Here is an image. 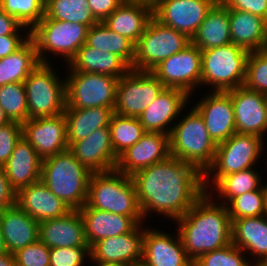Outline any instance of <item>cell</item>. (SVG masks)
I'll list each match as a JSON object with an SVG mask.
<instances>
[{
  "label": "cell",
  "mask_w": 267,
  "mask_h": 266,
  "mask_svg": "<svg viewBox=\"0 0 267 266\" xmlns=\"http://www.w3.org/2000/svg\"><path fill=\"white\" fill-rule=\"evenodd\" d=\"M15 203L39 223L61 217L71 210L41 180L20 189L15 195Z\"/></svg>",
  "instance_id": "d4e9b609"
},
{
  "label": "cell",
  "mask_w": 267,
  "mask_h": 266,
  "mask_svg": "<svg viewBox=\"0 0 267 266\" xmlns=\"http://www.w3.org/2000/svg\"><path fill=\"white\" fill-rule=\"evenodd\" d=\"M39 64L36 45L30 38L17 51L0 59V87L24 82Z\"/></svg>",
  "instance_id": "836d02e7"
},
{
  "label": "cell",
  "mask_w": 267,
  "mask_h": 266,
  "mask_svg": "<svg viewBox=\"0 0 267 266\" xmlns=\"http://www.w3.org/2000/svg\"><path fill=\"white\" fill-rule=\"evenodd\" d=\"M231 41L245 50L267 49V20L252 13L228 9Z\"/></svg>",
  "instance_id": "f1b7e54d"
},
{
  "label": "cell",
  "mask_w": 267,
  "mask_h": 266,
  "mask_svg": "<svg viewBox=\"0 0 267 266\" xmlns=\"http://www.w3.org/2000/svg\"><path fill=\"white\" fill-rule=\"evenodd\" d=\"M15 195L16 193L11 189L8 179L0 167V213L15 204Z\"/></svg>",
  "instance_id": "816d5d0a"
},
{
  "label": "cell",
  "mask_w": 267,
  "mask_h": 266,
  "mask_svg": "<svg viewBox=\"0 0 267 266\" xmlns=\"http://www.w3.org/2000/svg\"><path fill=\"white\" fill-rule=\"evenodd\" d=\"M16 266H50V248L39 239L14 253Z\"/></svg>",
  "instance_id": "f6af8a7d"
},
{
  "label": "cell",
  "mask_w": 267,
  "mask_h": 266,
  "mask_svg": "<svg viewBox=\"0 0 267 266\" xmlns=\"http://www.w3.org/2000/svg\"><path fill=\"white\" fill-rule=\"evenodd\" d=\"M248 54L234 43L201 51V87L227 92L243 86Z\"/></svg>",
  "instance_id": "8992f818"
},
{
  "label": "cell",
  "mask_w": 267,
  "mask_h": 266,
  "mask_svg": "<svg viewBox=\"0 0 267 266\" xmlns=\"http://www.w3.org/2000/svg\"><path fill=\"white\" fill-rule=\"evenodd\" d=\"M131 177L144 220L154 211L175 221L205 193L203 174L194 165L172 156Z\"/></svg>",
  "instance_id": "6da1fadb"
},
{
  "label": "cell",
  "mask_w": 267,
  "mask_h": 266,
  "mask_svg": "<svg viewBox=\"0 0 267 266\" xmlns=\"http://www.w3.org/2000/svg\"><path fill=\"white\" fill-rule=\"evenodd\" d=\"M245 252L230 243L214 251L206 252L193 262V266H254ZM248 259V260H247Z\"/></svg>",
  "instance_id": "b9f144b4"
},
{
  "label": "cell",
  "mask_w": 267,
  "mask_h": 266,
  "mask_svg": "<svg viewBox=\"0 0 267 266\" xmlns=\"http://www.w3.org/2000/svg\"><path fill=\"white\" fill-rule=\"evenodd\" d=\"M140 266H193L180 235L145 227Z\"/></svg>",
  "instance_id": "ac0fdd59"
},
{
  "label": "cell",
  "mask_w": 267,
  "mask_h": 266,
  "mask_svg": "<svg viewBox=\"0 0 267 266\" xmlns=\"http://www.w3.org/2000/svg\"><path fill=\"white\" fill-rule=\"evenodd\" d=\"M255 168L257 167L222 176L207 193L214 200H218V203L227 205L233 198L241 194L260 189L263 186V178ZM219 199H221V202H219Z\"/></svg>",
  "instance_id": "d590c367"
},
{
  "label": "cell",
  "mask_w": 267,
  "mask_h": 266,
  "mask_svg": "<svg viewBox=\"0 0 267 266\" xmlns=\"http://www.w3.org/2000/svg\"><path fill=\"white\" fill-rule=\"evenodd\" d=\"M6 252H7V248H6L5 241H4L1 228H0V254L6 253Z\"/></svg>",
  "instance_id": "9f6ffc18"
},
{
  "label": "cell",
  "mask_w": 267,
  "mask_h": 266,
  "mask_svg": "<svg viewBox=\"0 0 267 266\" xmlns=\"http://www.w3.org/2000/svg\"><path fill=\"white\" fill-rule=\"evenodd\" d=\"M39 240L49 248L89 246L79 210L40 222Z\"/></svg>",
  "instance_id": "603a6c76"
},
{
  "label": "cell",
  "mask_w": 267,
  "mask_h": 266,
  "mask_svg": "<svg viewBox=\"0 0 267 266\" xmlns=\"http://www.w3.org/2000/svg\"><path fill=\"white\" fill-rule=\"evenodd\" d=\"M91 175L69 149L42 160L40 180L71 210L86 204Z\"/></svg>",
  "instance_id": "3957f363"
},
{
  "label": "cell",
  "mask_w": 267,
  "mask_h": 266,
  "mask_svg": "<svg viewBox=\"0 0 267 266\" xmlns=\"http://www.w3.org/2000/svg\"><path fill=\"white\" fill-rule=\"evenodd\" d=\"M82 216L86 241L91 247L95 242L130 232L137 223L130 217L91 207L79 209Z\"/></svg>",
  "instance_id": "83f0119b"
},
{
  "label": "cell",
  "mask_w": 267,
  "mask_h": 266,
  "mask_svg": "<svg viewBox=\"0 0 267 266\" xmlns=\"http://www.w3.org/2000/svg\"><path fill=\"white\" fill-rule=\"evenodd\" d=\"M177 231L189 259L194 262L206 252L232 243V221L227 206L205 192L180 218Z\"/></svg>",
  "instance_id": "7a4b0ae2"
},
{
  "label": "cell",
  "mask_w": 267,
  "mask_h": 266,
  "mask_svg": "<svg viewBox=\"0 0 267 266\" xmlns=\"http://www.w3.org/2000/svg\"><path fill=\"white\" fill-rule=\"evenodd\" d=\"M151 73L165 88H177L192 97L201 86V50L190 43L182 51L163 60Z\"/></svg>",
  "instance_id": "4fadbf2b"
},
{
  "label": "cell",
  "mask_w": 267,
  "mask_h": 266,
  "mask_svg": "<svg viewBox=\"0 0 267 266\" xmlns=\"http://www.w3.org/2000/svg\"><path fill=\"white\" fill-rule=\"evenodd\" d=\"M0 228L7 252L11 254L39 239V222L16 203L0 213Z\"/></svg>",
  "instance_id": "484cf974"
},
{
  "label": "cell",
  "mask_w": 267,
  "mask_h": 266,
  "mask_svg": "<svg viewBox=\"0 0 267 266\" xmlns=\"http://www.w3.org/2000/svg\"><path fill=\"white\" fill-rule=\"evenodd\" d=\"M24 137L44 160L69 148L65 114L28 119L22 123Z\"/></svg>",
  "instance_id": "2e32d148"
},
{
  "label": "cell",
  "mask_w": 267,
  "mask_h": 266,
  "mask_svg": "<svg viewBox=\"0 0 267 266\" xmlns=\"http://www.w3.org/2000/svg\"><path fill=\"white\" fill-rule=\"evenodd\" d=\"M65 76V108L114 107L119 78L68 71Z\"/></svg>",
  "instance_id": "8fae6325"
},
{
  "label": "cell",
  "mask_w": 267,
  "mask_h": 266,
  "mask_svg": "<svg viewBox=\"0 0 267 266\" xmlns=\"http://www.w3.org/2000/svg\"><path fill=\"white\" fill-rule=\"evenodd\" d=\"M152 17V7L142 3L123 2L103 23L135 45Z\"/></svg>",
  "instance_id": "f546056e"
},
{
  "label": "cell",
  "mask_w": 267,
  "mask_h": 266,
  "mask_svg": "<svg viewBox=\"0 0 267 266\" xmlns=\"http://www.w3.org/2000/svg\"><path fill=\"white\" fill-rule=\"evenodd\" d=\"M0 266H16L14 254L9 252L0 254Z\"/></svg>",
  "instance_id": "f5cc1de1"
},
{
  "label": "cell",
  "mask_w": 267,
  "mask_h": 266,
  "mask_svg": "<svg viewBox=\"0 0 267 266\" xmlns=\"http://www.w3.org/2000/svg\"><path fill=\"white\" fill-rule=\"evenodd\" d=\"M94 266H137V265L129 264V263H110V264H102V265H94Z\"/></svg>",
  "instance_id": "6f0895ef"
},
{
  "label": "cell",
  "mask_w": 267,
  "mask_h": 266,
  "mask_svg": "<svg viewBox=\"0 0 267 266\" xmlns=\"http://www.w3.org/2000/svg\"><path fill=\"white\" fill-rule=\"evenodd\" d=\"M90 10L99 22H103L123 2L121 0H88Z\"/></svg>",
  "instance_id": "681fc988"
},
{
  "label": "cell",
  "mask_w": 267,
  "mask_h": 266,
  "mask_svg": "<svg viewBox=\"0 0 267 266\" xmlns=\"http://www.w3.org/2000/svg\"><path fill=\"white\" fill-rule=\"evenodd\" d=\"M265 104L267 106V92L264 94Z\"/></svg>",
  "instance_id": "94428289"
},
{
  "label": "cell",
  "mask_w": 267,
  "mask_h": 266,
  "mask_svg": "<svg viewBox=\"0 0 267 266\" xmlns=\"http://www.w3.org/2000/svg\"><path fill=\"white\" fill-rule=\"evenodd\" d=\"M265 216L267 217V201H266V207H265Z\"/></svg>",
  "instance_id": "6125c7cd"
},
{
  "label": "cell",
  "mask_w": 267,
  "mask_h": 266,
  "mask_svg": "<svg viewBox=\"0 0 267 266\" xmlns=\"http://www.w3.org/2000/svg\"><path fill=\"white\" fill-rule=\"evenodd\" d=\"M21 30L30 31L27 27H24L16 18L10 16L8 13L0 9V36L24 35Z\"/></svg>",
  "instance_id": "f907efd6"
},
{
  "label": "cell",
  "mask_w": 267,
  "mask_h": 266,
  "mask_svg": "<svg viewBox=\"0 0 267 266\" xmlns=\"http://www.w3.org/2000/svg\"><path fill=\"white\" fill-rule=\"evenodd\" d=\"M255 266H267V259H264L262 261H260L257 265Z\"/></svg>",
  "instance_id": "680465c9"
},
{
  "label": "cell",
  "mask_w": 267,
  "mask_h": 266,
  "mask_svg": "<svg viewBox=\"0 0 267 266\" xmlns=\"http://www.w3.org/2000/svg\"><path fill=\"white\" fill-rule=\"evenodd\" d=\"M244 86L259 93L267 92V49L249 52Z\"/></svg>",
  "instance_id": "7bdbcfd3"
},
{
  "label": "cell",
  "mask_w": 267,
  "mask_h": 266,
  "mask_svg": "<svg viewBox=\"0 0 267 266\" xmlns=\"http://www.w3.org/2000/svg\"><path fill=\"white\" fill-rule=\"evenodd\" d=\"M190 109L173 125L170 156L194 165L204 174L214 161L217 144L209 136L200 113L194 107Z\"/></svg>",
  "instance_id": "5b68a950"
},
{
  "label": "cell",
  "mask_w": 267,
  "mask_h": 266,
  "mask_svg": "<svg viewBox=\"0 0 267 266\" xmlns=\"http://www.w3.org/2000/svg\"><path fill=\"white\" fill-rule=\"evenodd\" d=\"M169 156V135L146 132L137 143L118 157L115 169L127 176H132L142 169L166 160Z\"/></svg>",
  "instance_id": "d6986e66"
},
{
  "label": "cell",
  "mask_w": 267,
  "mask_h": 266,
  "mask_svg": "<svg viewBox=\"0 0 267 266\" xmlns=\"http://www.w3.org/2000/svg\"><path fill=\"white\" fill-rule=\"evenodd\" d=\"M42 159L31 144L24 138L17 142L10 158L1 167L11 189H20L40 180Z\"/></svg>",
  "instance_id": "cb8c5ba5"
},
{
  "label": "cell",
  "mask_w": 267,
  "mask_h": 266,
  "mask_svg": "<svg viewBox=\"0 0 267 266\" xmlns=\"http://www.w3.org/2000/svg\"><path fill=\"white\" fill-rule=\"evenodd\" d=\"M0 106L10 121L24 123L29 119L24 82L0 87Z\"/></svg>",
  "instance_id": "f35d334b"
},
{
  "label": "cell",
  "mask_w": 267,
  "mask_h": 266,
  "mask_svg": "<svg viewBox=\"0 0 267 266\" xmlns=\"http://www.w3.org/2000/svg\"><path fill=\"white\" fill-rule=\"evenodd\" d=\"M85 44L103 52L116 54L133 70L135 44L111 31L103 22H98L88 29Z\"/></svg>",
  "instance_id": "e575fe53"
},
{
  "label": "cell",
  "mask_w": 267,
  "mask_h": 266,
  "mask_svg": "<svg viewBox=\"0 0 267 266\" xmlns=\"http://www.w3.org/2000/svg\"><path fill=\"white\" fill-rule=\"evenodd\" d=\"M226 206L231 219L265 215L266 198L264 187L241 194L233 198Z\"/></svg>",
  "instance_id": "60d3db41"
},
{
  "label": "cell",
  "mask_w": 267,
  "mask_h": 266,
  "mask_svg": "<svg viewBox=\"0 0 267 266\" xmlns=\"http://www.w3.org/2000/svg\"><path fill=\"white\" fill-rule=\"evenodd\" d=\"M218 0H158L152 16L191 39Z\"/></svg>",
  "instance_id": "5bb4252c"
},
{
  "label": "cell",
  "mask_w": 267,
  "mask_h": 266,
  "mask_svg": "<svg viewBox=\"0 0 267 266\" xmlns=\"http://www.w3.org/2000/svg\"><path fill=\"white\" fill-rule=\"evenodd\" d=\"M265 183L263 182V187H264V190H265V198H266V201H267V181Z\"/></svg>",
  "instance_id": "91938a15"
},
{
  "label": "cell",
  "mask_w": 267,
  "mask_h": 266,
  "mask_svg": "<svg viewBox=\"0 0 267 266\" xmlns=\"http://www.w3.org/2000/svg\"><path fill=\"white\" fill-rule=\"evenodd\" d=\"M145 226L140 223L126 234L95 242L90 247V263L91 261L95 265L129 263L140 266Z\"/></svg>",
  "instance_id": "9a60e30c"
},
{
  "label": "cell",
  "mask_w": 267,
  "mask_h": 266,
  "mask_svg": "<svg viewBox=\"0 0 267 266\" xmlns=\"http://www.w3.org/2000/svg\"><path fill=\"white\" fill-rule=\"evenodd\" d=\"M69 150L74 157L92 173L106 172L115 169L118 158L111 144L109 127L93 131L78 142H68Z\"/></svg>",
  "instance_id": "7402d4cb"
},
{
  "label": "cell",
  "mask_w": 267,
  "mask_h": 266,
  "mask_svg": "<svg viewBox=\"0 0 267 266\" xmlns=\"http://www.w3.org/2000/svg\"><path fill=\"white\" fill-rule=\"evenodd\" d=\"M265 147L262 137L241 133L217 144L214 161L203 174L204 191L207 192L222 176L256 167Z\"/></svg>",
  "instance_id": "52a82bcc"
},
{
  "label": "cell",
  "mask_w": 267,
  "mask_h": 266,
  "mask_svg": "<svg viewBox=\"0 0 267 266\" xmlns=\"http://www.w3.org/2000/svg\"><path fill=\"white\" fill-rule=\"evenodd\" d=\"M191 97L177 88H164L157 98L139 116L146 132H158L170 135L175 121L184 112ZM174 123V124H173ZM172 124V126H171ZM171 126V127H169Z\"/></svg>",
  "instance_id": "44dd1931"
},
{
  "label": "cell",
  "mask_w": 267,
  "mask_h": 266,
  "mask_svg": "<svg viewBox=\"0 0 267 266\" xmlns=\"http://www.w3.org/2000/svg\"><path fill=\"white\" fill-rule=\"evenodd\" d=\"M44 15L58 21L85 24L89 28L99 22L92 14L88 0H46Z\"/></svg>",
  "instance_id": "8d00e7d4"
},
{
  "label": "cell",
  "mask_w": 267,
  "mask_h": 266,
  "mask_svg": "<svg viewBox=\"0 0 267 266\" xmlns=\"http://www.w3.org/2000/svg\"><path fill=\"white\" fill-rule=\"evenodd\" d=\"M89 27L47 18L45 15L30 31V38L36 45L40 63H49L47 53L64 58L67 64L85 44Z\"/></svg>",
  "instance_id": "ba28073f"
},
{
  "label": "cell",
  "mask_w": 267,
  "mask_h": 266,
  "mask_svg": "<svg viewBox=\"0 0 267 266\" xmlns=\"http://www.w3.org/2000/svg\"><path fill=\"white\" fill-rule=\"evenodd\" d=\"M89 257V246L50 248V266H84Z\"/></svg>",
  "instance_id": "ee69618b"
},
{
  "label": "cell",
  "mask_w": 267,
  "mask_h": 266,
  "mask_svg": "<svg viewBox=\"0 0 267 266\" xmlns=\"http://www.w3.org/2000/svg\"><path fill=\"white\" fill-rule=\"evenodd\" d=\"M83 207L130 216L137 224L146 221L138 203L132 177L116 169L92 173Z\"/></svg>",
  "instance_id": "277c9868"
},
{
  "label": "cell",
  "mask_w": 267,
  "mask_h": 266,
  "mask_svg": "<svg viewBox=\"0 0 267 266\" xmlns=\"http://www.w3.org/2000/svg\"><path fill=\"white\" fill-rule=\"evenodd\" d=\"M164 88L151 72L130 69L118 81L114 113L139 118Z\"/></svg>",
  "instance_id": "7c38bea8"
},
{
  "label": "cell",
  "mask_w": 267,
  "mask_h": 266,
  "mask_svg": "<svg viewBox=\"0 0 267 266\" xmlns=\"http://www.w3.org/2000/svg\"><path fill=\"white\" fill-rule=\"evenodd\" d=\"M194 105L204 120L209 136L216 144L226 141L236 133L231 90L209 91Z\"/></svg>",
  "instance_id": "e0dca14e"
},
{
  "label": "cell",
  "mask_w": 267,
  "mask_h": 266,
  "mask_svg": "<svg viewBox=\"0 0 267 266\" xmlns=\"http://www.w3.org/2000/svg\"><path fill=\"white\" fill-rule=\"evenodd\" d=\"M9 122H11L9 120V118L6 116L4 110L2 109V107L0 106V126L6 125Z\"/></svg>",
  "instance_id": "11a10c76"
},
{
  "label": "cell",
  "mask_w": 267,
  "mask_h": 266,
  "mask_svg": "<svg viewBox=\"0 0 267 266\" xmlns=\"http://www.w3.org/2000/svg\"><path fill=\"white\" fill-rule=\"evenodd\" d=\"M236 133L265 137L267 132V106L264 94L244 85L231 90Z\"/></svg>",
  "instance_id": "ffe728a7"
},
{
  "label": "cell",
  "mask_w": 267,
  "mask_h": 266,
  "mask_svg": "<svg viewBox=\"0 0 267 266\" xmlns=\"http://www.w3.org/2000/svg\"><path fill=\"white\" fill-rule=\"evenodd\" d=\"M25 34L0 36V59L21 48L30 39V31Z\"/></svg>",
  "instance_id": "c3c4849f"
},
{
  "label": "cell",
  "mask_w": 267,
  "mask_h": 266,
  "mask_svg": "<svg viewBox=\"0 0 267 266\" xmlns=\"http://www.w3.org/2000/svg\"><path fill=\"white\" fill-rule=\"evenodd\" d=\"M121 1L129 3H142L153 7L158 0H121Z\"/></svg>",
  "instance_id": "db71d44e"
},
{
  "label": "cell",
  "mask_w": 267,
  "mask_h": 266,
  "mask_svg": "<svg viewBox=\"0 0 267 266\" xmlns=\"http://www.w3.org/2000/svg\"><path fill=\"white\" fill-rule=\"evenodd\" d=\"M231 221L232 244L245 253L249 252L248 257L254 256L249 258L254 266L267 259V217H244Z\"/></svg>",
  "instance_id": "4316f807"
},
{
  "label": "cell",
  "mask_w": 267,
  "mask_h": 266,
  "mask_svg": "<svg viewBox=\"0 0 267 266\" xmlns=\"http://www.w3.org/2000/svg\"><path fill=\"white\" fill-rule=\"evenodd\" d=\"M68 71L96 73L121 78L131 68L116 54L84 44L69 61Z\"/></svg>",
  "instance_id": "4dcf8cb0"
},
{
  "label": "cell",
  "mask_w": 267,
  "mask_h": 266,
  "mask_svg": "<svg viewBox=\"0 0 267 266\" xmlns=\"http://www.w3.org/2000/svg\"><path fill=\"white\" fill-rule=\"evenodd\" d=\"M46 0H0V9L31 31L45 14Z\"/></svg>",
  "instance_id": "ab89813d"
},
{
  "label": "cell",
  "mask_w": 267,
  "mask_h": 266,
  "mask_svg": "<svg viewBox=\"0 0 267 266\" xmlns=\"http://www.w3.org/2000/svg\"><path fill=\"white\" fill-rule=\"evenodd\" d=\"M191 43L201 51L232 43L228 8L218 0L208 11Z\"/></svg>",
  "instance_id": "1f68e13d"
},
{
  "label": "cell",
  "mask_w": 267,
  "mask_h": 266,
  "mask_svg": "<svg viewBox=\"0 0 267 266\" xmlns=\"http://www.w3.org/2000/svg\"><path fill=\"white\" fill-rule=\"evenodd\" d=\"M22 137V124L11 121L0 126V167L10 158L15 145Z\"/></svg>",
  "instance_id": "bcb514c9"
},
{
  "label": "cell",
  "mask_w": 267,
  "mask_h": 266,
  "mask_svg": "<svg viewBox=\"0 0 267 266\" xmlns=\"http://www.w3.org/2000/svg\"><path fill=\"white\" fill-rule=\"evenodd\" d=\"M56 72L50 63H40L24 81L29 119L64 113L65 79Z\"/></svg>",
  "instance_id": "9c48e42d"
},
{
  "label": "cell",
  "mask_w": 267,
  "mask_h": 266,
  "mask_svg": "<svg viewBox=\"0 0 267 266\" xmlns=\"http://www.w3.org/2000/svg\"><path fill=\"white\" fill-rule=\"evenodd\" d=\"M191 43L185 34L157 21L153 16L135 45L133 70L151 72L163 60Z\"/></svg>",
  "instance_id": "30bf717a"
},
{
  "label": "cell",
  "mask_w": 267,
  "mask_h": 266,
  "mask_svg": "<svg viewBox=\"0 0 267 266\" xmlns=\"http://www.w3.org/2000/svg\"><path fill=\"white\" fill-rule=\"evenodd\" d=\"M111 144L118 158L146 133L139 118L113 113L109 122Z\"/></svg>",
  "instance_id": "74e56055"
},
{
  "label": "cell",
  "mask_w": 267,
  "mask_h": 266,
  "mask_svg": "<svg viewBox=\"0 0 267 266\" xmlns=\"http://www.w3.org/2000/svg\"><path fill=\"white\" fill-rule=\"evenodd\" d=\"M114 107L65 108L67 142H78L93 131L109 127Z\"/></svg>",
  "instance_id": "d6a6232c"
},
{
  "label": "cell",
  "mask_w": 267,
  "mask_h": 266,
  "mask_svg": "<svg viewBox=\"0 0 267 266\" xmlns=\"http://www.w3.org/2000/svg\"><path fill=\"white\" fill-rule=\"evenodd\" d=\"M228 9L252 13L267 20V0H220Z\"/></svg>",
  "instance_id": "7dc6e473"
}]
</instances>
